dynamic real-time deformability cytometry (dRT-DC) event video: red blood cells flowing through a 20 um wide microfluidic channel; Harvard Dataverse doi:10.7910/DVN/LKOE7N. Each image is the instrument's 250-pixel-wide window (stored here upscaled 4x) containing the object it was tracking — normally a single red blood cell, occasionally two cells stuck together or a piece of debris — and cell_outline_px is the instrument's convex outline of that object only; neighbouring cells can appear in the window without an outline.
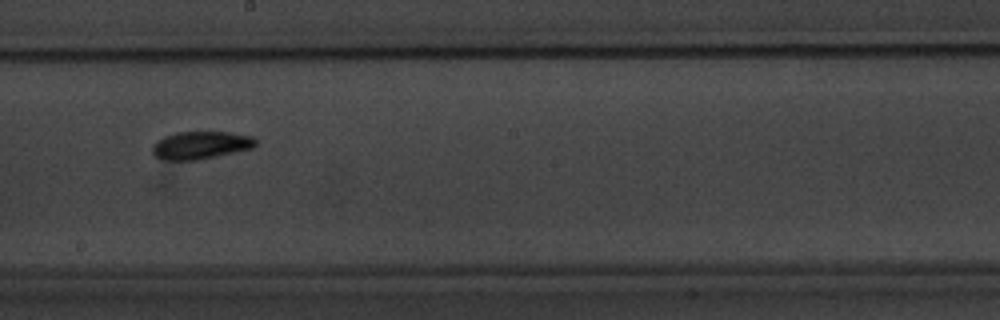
{"species": "common noctule bat (a hibernating species)", "species_latin": "Nyctalus noctula", "temperature_condition": "warm", "stored_images_in_passage": 13, "segment_of_instrument_passage": [2, 2], "camera_frame_rate_fps": 3000, "um_per_image_px": 0.085, "animal": {"sex": "male", "body_mass_g": 20.1, "forearm_length_mm": 53.5}, "frame": {"image": 1, "passage_image": 10, "time_ms": 11.333, "image_size_px": [1000, 320], "cell_outline_px": [[256, 144], [252, 148], [216, 156], [196, 160], [164, 160], [156, 156], [152, 152], [152, 144], [156, 140], [164, 136], [176, 132], [232, 132], [252, 136], [256, 140]], "centroid_in_image_um": [17.03, 12.33], "position_along_channel_um": 231.2, "area_um2": 16.7}}
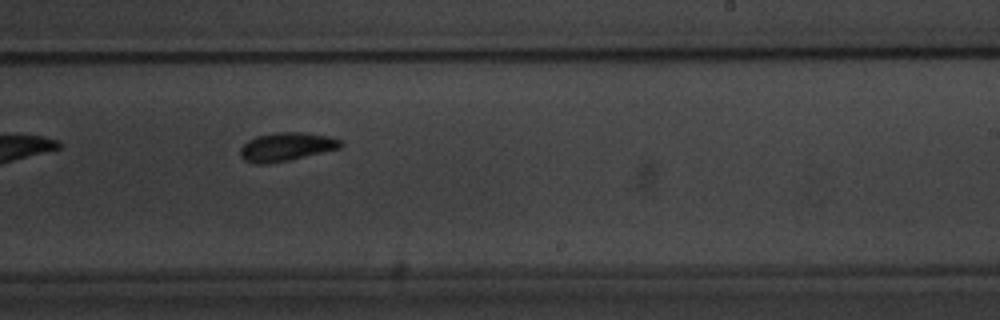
{"frame": {"image": 2, "passage_image": 11, "time_ms": 12.333, "image_size_px": [1000, 320], "cell_outline_px": [[344, 144], [340, 148], [288, 160], [264, 164], [256, 164], [244, 160], [240, 156], [240, 148], [248, 140], [256, 136], [276, 132], [304, 132], [328, 136], [340, 140]], "centroid_in_image_um": [24.32, 12.47], "position_along_channel_um": 264.7, "area_um2": 16.59}}